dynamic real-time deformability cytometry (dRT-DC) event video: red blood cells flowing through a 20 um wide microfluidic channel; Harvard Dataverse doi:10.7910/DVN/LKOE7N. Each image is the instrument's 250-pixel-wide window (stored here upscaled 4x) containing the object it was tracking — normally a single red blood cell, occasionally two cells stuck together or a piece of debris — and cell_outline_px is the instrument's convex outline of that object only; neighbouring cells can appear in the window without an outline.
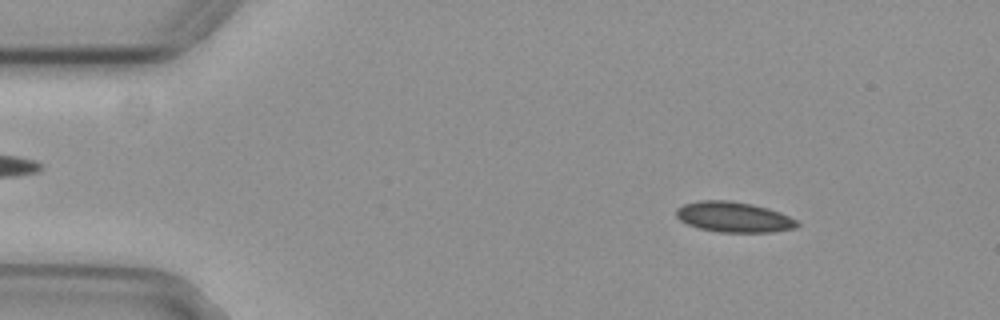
{"species": "common noctule bat (a hibernating species)", "species_latin": "Nyctalus noctula", "temperature_condition": "cold", "stored_images_in_passage": 50, "camera_frame_rate_fps": 3000, "um_per_image_px": 0.085, "animal": {"sex": "female", "body_mass_g": 29.2, "forearm_length_mm": 56.3}, "frame": {"image": 1, "passage_image": 2, "time_ms": 0.333, "image_size_px": [1000, 320], "cell_outline_px": [[800, 224], [796, 228], [772, 232], [716, 232], [700, 228], [688, 224], [680, 220], [676, 216], [676, 208], [684, 204], [700, 200], [728, 200], [752, 204], [768, 208], [780, 212], [796, 220]], "centroid_in_image_um": [62.37, 18.45], "position_along_channel_um": 22.6, "area_um2": 21.44}}
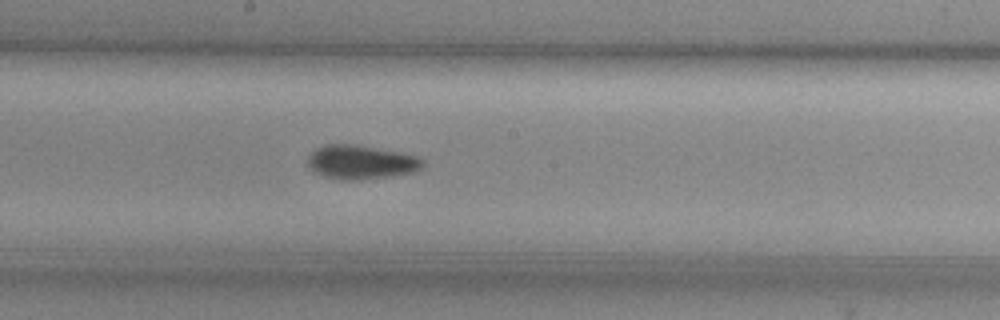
{"frame": {"image": 2, "passage_image": 24, "time_ms": 7.667, "image_size_px": [1000, 320], "cell_outline_px": [[424, 168], [416, 172], [392, 176], [360, 180], [340, 180], [324, 176], [312, 172], [308, 168], [308, 156], [316, 148], [324, 144], [348, 144], [400, 152], [420, 156], [424, 160]], "centroid_in_image_um": [30.7, 13.8], "position_along_channel_um": 217.5, "area_um2": 23.12}}
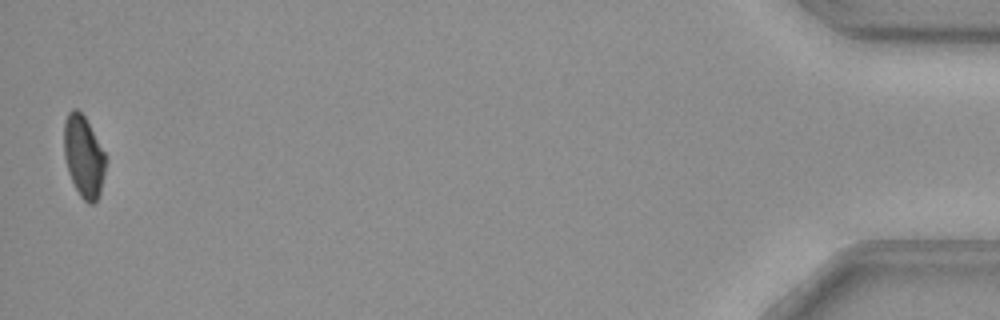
{"frame": {"image": 3, "passage_image": 49, "time_ms": 16.0, "image_size_px": [1000, 320], "cell_outline_px": [[104, 172], [100, 192], [96, 200], [92, 204], [88, 204], [80, 196], [68, 172], [64, 156], [64, 120], [68, 112], [72, 108], [76, 108], [84, 116], [104, 152]], "centroid_in_image_um": [7.07, 13.28], "position_along_channel_um": 428.1, "area_um2": 19.42}}